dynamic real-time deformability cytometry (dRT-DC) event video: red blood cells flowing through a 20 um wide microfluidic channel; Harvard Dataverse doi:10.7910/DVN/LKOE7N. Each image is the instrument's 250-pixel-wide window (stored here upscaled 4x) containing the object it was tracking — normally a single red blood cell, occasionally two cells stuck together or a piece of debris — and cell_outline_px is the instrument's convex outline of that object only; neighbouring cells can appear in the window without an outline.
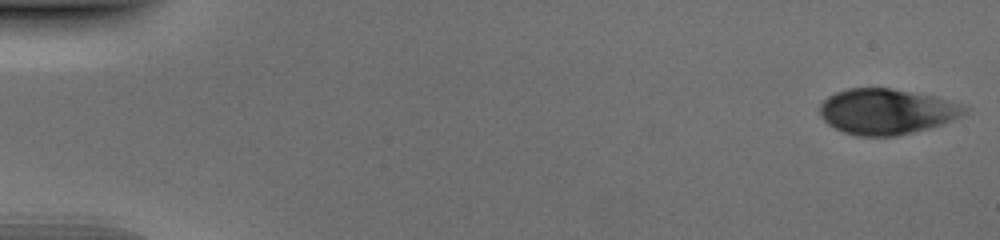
{"species": "human", "species_latin": "Homo sapiens", "temperature_condition": "cold", "stored_images_in_passage": 51, "camera_frame_rate_fps": 3000, "um_per_image_px": 0.085, "donor": {"sex": "male"}, "frame": {"image": 1, "passage_image": 1, "time_ms": 0.0, "image_size_px": [1000, 240], "cell_outline_px": [[968, 108], [964, 116], [944, 124], [896, 136], [856, 136], [844, 132], [828, 124], [820, 116], [820, 104], [828, 96], [836, 92], [848, 88], [892, 88], [932, 96], [960, 104]], "centroid_in_image_um": [75.36, 9.48], "position_along_channel_um": 9.6, "area_um2": 38.38}}
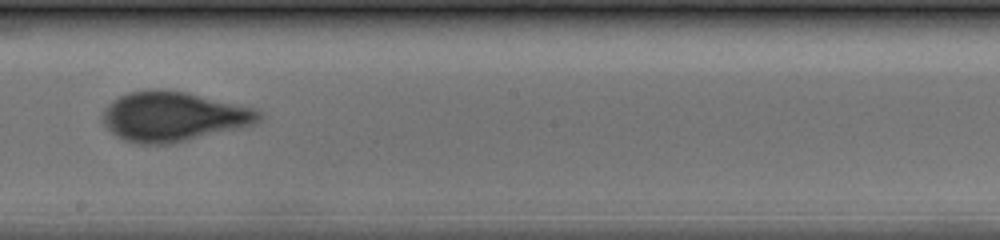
{"frame": {"image": 2, "passage_image": 30, "time_ms": 9.667, "image_size_px": [1000, 240], "cell_outline_px": [[264, 116], [256, 124], [240, 128], [172, 144], [140, 144], [124, 140], [116, 136], [104, 124], [104, 108], [112, 100], [128, 92], [152, 88], [156, 88], [184, 92], [256, 108], [264, 112]], "centroid_in_image_um": [14.77, 9.9], "position_along_channel_um": 233.4, "area_um2": 45.43}}
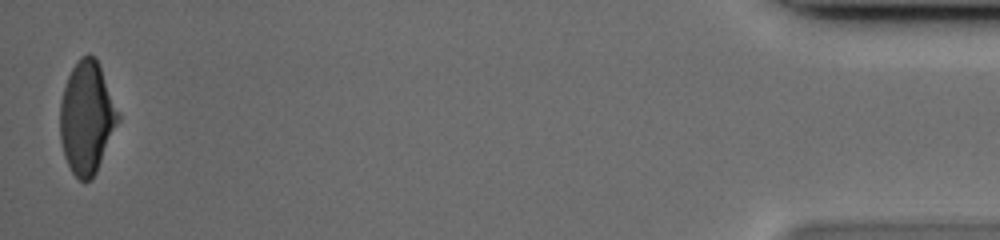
{"frame": {"image": 3, "passage_image": 51, "time_ms": 16.667, "image_size_px": [1000, 240], "cell_outline_px": [[120, 120], [96, 172], [92, 180], [80, 180], [72, 172], [64, 156], [60, 140], [60, 100], [68, 76], [76, 60], [80, 56], [88, 52], [96, 60], [100, 68], [120, 116]], "centroid_in_image_um": [7.36, 10.0], "position_along_channel_um": 427.8, "area_um2": 37.74}}